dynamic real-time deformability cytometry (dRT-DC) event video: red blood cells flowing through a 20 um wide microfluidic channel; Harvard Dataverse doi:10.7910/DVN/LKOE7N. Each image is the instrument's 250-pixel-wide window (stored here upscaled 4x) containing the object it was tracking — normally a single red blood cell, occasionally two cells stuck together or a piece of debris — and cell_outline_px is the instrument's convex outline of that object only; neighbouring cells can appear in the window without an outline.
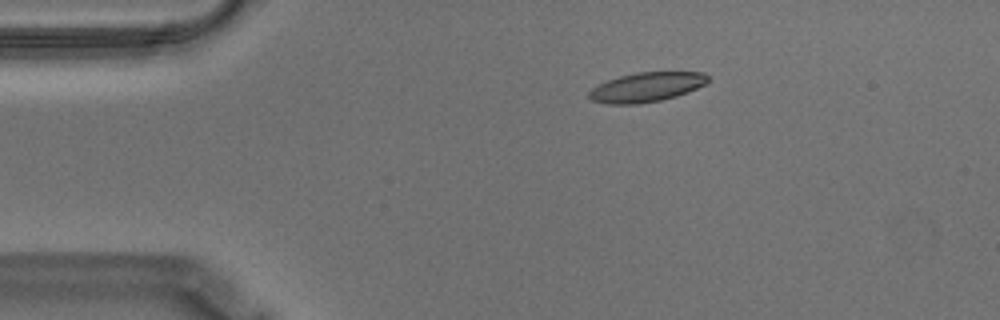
{"species": "Egyptian fruit bat (a non-hibernating species)", "species_latin": "Rousettus aegyptiacus", "temperature_condition": "warm", "stored_images_in_passage": 48, "camera_frame_rate_fps": 3000, "um_per_image_px": 0.085, "animal": {"sex": "male"}, "frame": {"image": 1, "passage_image": 1, "time_ms": 0.0, "image_size_px": [1000, 320], "cell_outline_px": [[708, 80], [704, 84], [688, 92], [676, 96], [660, 100], [636, 104], [608, 104], [592, 100], [588, 96], [588, 92], [592, 88], [608, 80], [620, 76], [636, 72], [704, 72], [708, 76]], "centroid_in_image_um": [54.94, 7.4], "position_along_channel_um": 30.1, "area_um2": 20.23}}
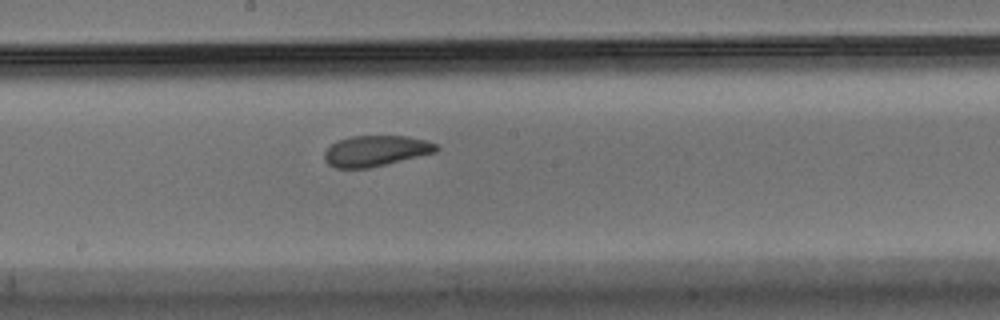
{"frame": {"image": 2, "passage_image": 21, "time_ms": 6.667, "image_size_px": [1000, 320], "cell_outline_px": [[440, 148], [436, 152], [368, 168], [336, 168], [328, 164], [324, 160], [324, 152], [332, 144], [340, 140], [352, 136], [408, 136], [424, 140], [436, 144]], "centroid_in_image_um": [31.93, 12.82], "position_along_channel_um": 216.3, "area_um2": 19.83}}
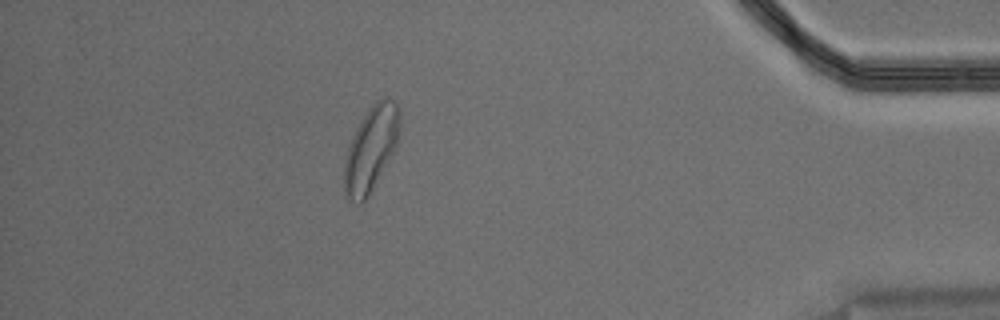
{"frame": {"image": 3, "passage_image": 41, "time_ms": 13.333, "image_size_px": [1000, 320], "cell_outline_px": [[400, 120], [396, 148], [364, 204], [360, 204], [348, 200], [344, 196], [344, 160], [348, 144], [360, 120], [372, 104], [376, 100], [384, 96], [388, 96], [396, 104], [400, 112]], "centroid_in_image_um": [31.51, 12.67], "position_along_channel_um": 403.7, "area_um2": 27.86}, "authors_computed_cell_mechanics": {"area_um2": 21.2415, "velocity_mm_per_s": 3.5097, "shape_relaxation_time_tau1_ms": 7.8829, "shape_relaxation_time_tau2_ms": 2.1822, "deformation_change_tau1": 0.1828, "deformation_change_tau2": 0.0709}}